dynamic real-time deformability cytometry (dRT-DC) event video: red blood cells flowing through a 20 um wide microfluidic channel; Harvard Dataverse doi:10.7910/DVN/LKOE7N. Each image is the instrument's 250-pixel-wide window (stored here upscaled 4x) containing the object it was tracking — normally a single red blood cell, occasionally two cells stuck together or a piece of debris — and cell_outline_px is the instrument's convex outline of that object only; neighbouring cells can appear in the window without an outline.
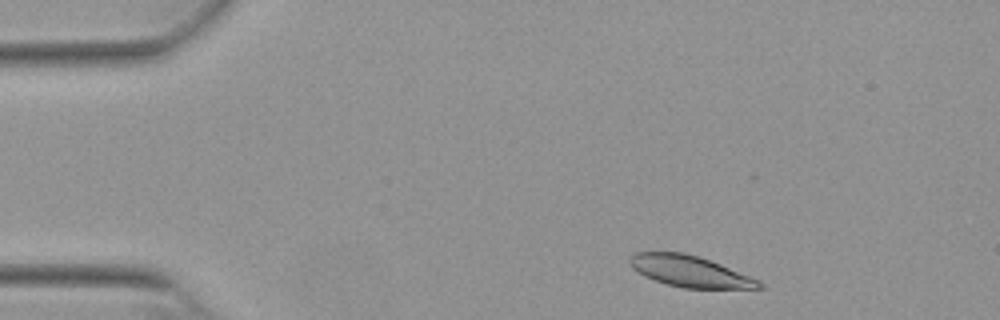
{"species": "Egyptian fruit bat (a non-hibernating species)", "species_latin": "Rousettus aegyptiacus", "temperature_condition": "warm", "stored_images_in_passage": 49, "camera_frame_rate_fps": 3000, "um_per_image_px": 0.085, "animal": {"sex": "female"}, "frame": {"image": 1, "passage_image": 3, "time_ms": 0.667, "image_size_px": [1000, 320], "cell_outline_px": [[764, 288], [684, 288], [668, 284], [644, 276], [632, 268], [628, 260], [636, 252], [684, 252], [700, 256], [760, 280], [764, 284]], "centroid_in_image_um": [58.65, 23.05], "position_along_channel_um": 26.3, "area_um2": 23.41}}
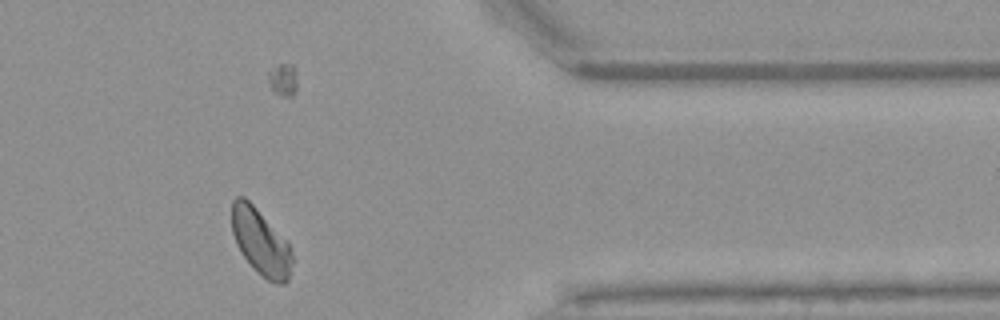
{"frame": {"image": 2, "passage_image": 39, "time_ms": 12.667, "image_size_px": [1000, 320], "cell_outline_px": [[292, 264], [288, 280], [284, 284], [276, 284], [268, 280], [240, 252], [236, 244], [232, 232], [232, 200], [236, 196], [244, 196], [288, 240], [292, 252]], "centroid_in_image_um": [22.18, 20.54], "position_along_channel_um": 389.2, "area_um2": 23.12}}
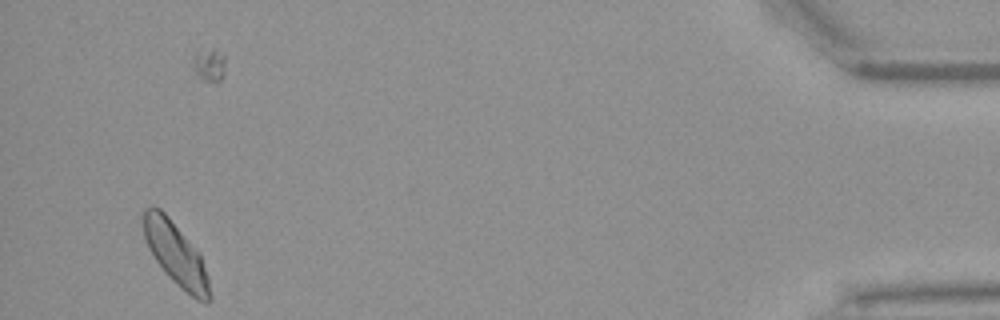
{"frame": {"image": 3, "passage_image": 46, "time_ms": 15.0, "image_size_px": [1000, 320], "cell_outline_px": [[212, 300], [208, 304], [204, 304], [196, 300], [180, 288], [164, 272], [156, 260], [144, 236], [144, 208], [152, 204], [160, 208], [168, 216], [200, 252], [208, 276], [212, 296]], "centroid_in_image_um": [15.01, 21.64], "position_along_channel_um": 420.2, "area_um2": 24.51}, "authors_computed_cell_mechanics": {"area_um2": 23.7558, "velocity_mm_per_s": 3.7965, "shape_relaxation_time_tau1_ms": 4.6449, "shape_relaxation_time_tau2_ms": 6.1767, "deformation_change_tau1": 0.1179, "deformation_change_tau2": 0.0966}}